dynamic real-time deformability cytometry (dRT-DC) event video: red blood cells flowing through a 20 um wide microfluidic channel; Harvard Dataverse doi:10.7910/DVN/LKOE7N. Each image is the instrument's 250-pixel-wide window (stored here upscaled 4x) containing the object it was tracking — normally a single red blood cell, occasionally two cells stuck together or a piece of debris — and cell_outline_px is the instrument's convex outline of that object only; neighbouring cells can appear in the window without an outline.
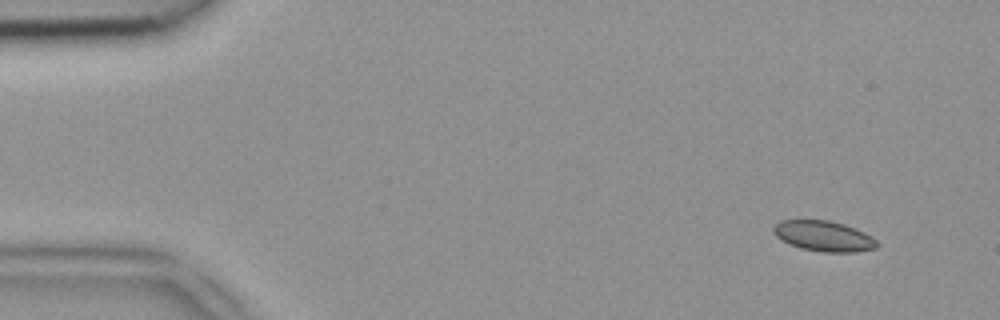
{"species": "common noctule bat (a hibernating species)", "species_latin": "Nyctalus noctula", "temperature_condition": "room temperature", "stored_images_in_passage": 48, "segment_of_instrument_passage": [1, 2], "camera_frame_rate_fps": 3000, "um_per_image_px": 0.085, "animal": {"sex": "female", "body_mass_g": 18.4}, "frame": {"image": 1, "passage_image": 3, "time_ms": 0.667, "image_size_px": [1000, 320], "cell_outline_px": [[880, 244], [876, 248], [856, 252], [824, 252], [800, 248], [788, 244], [776, 236], [772, 232], [772, 228], [780, 220], [828, 220], [844, 224], [856, 228], [872, 236]], "centroid_in_image_um": [70.02, 20.07], "position_along_channel_um": 15.0, "area_um2": 18.55}}
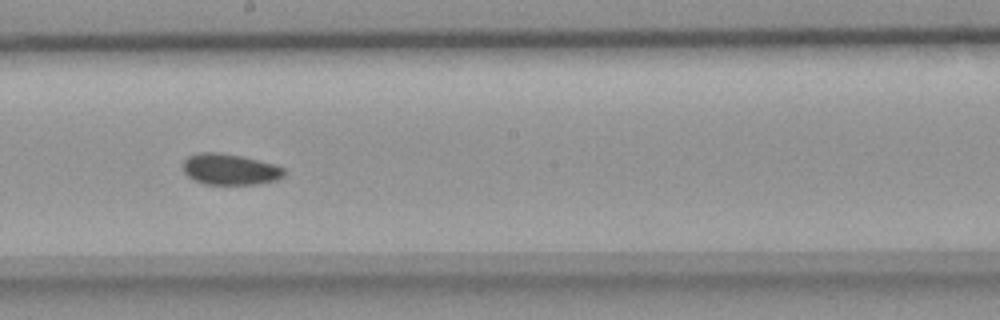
{"frame": {"image": 2, "passage_image": 26, "time_ms": 8.333, "image_size_px": [1000, 320], "cell_outline_px": [[284, 176], [276, 180], [256, 184], [204, 184], [188, 176], [184, 172], [184, 160], [188, 156], [200, 152], [220, 152], [244, 156], [272, 164], [284, 168]], "centroid_in_image_um": [19.54, 14.38], "position_along_channel_um": 228.7, "area_um2": 18.21}}
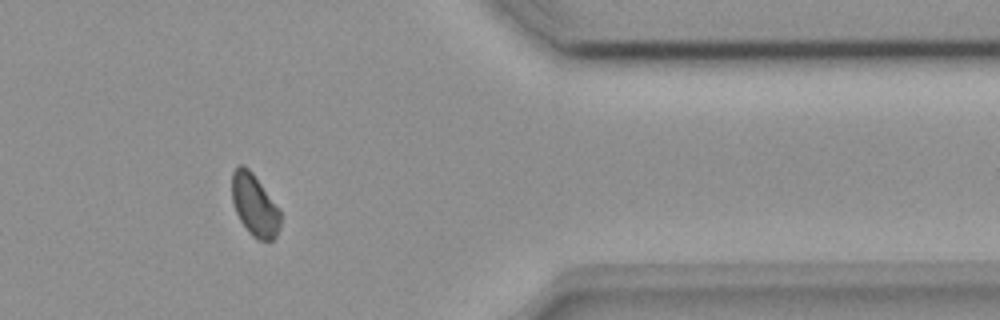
{"frame": {"image": 3, "passage_image": 39, "time_ms": 12.667, "image_size_px": [1000, 320], "cell_outline_px": [[280, 228], [276, 236], [272, 240], [256, 240], [248, 232], [240, 220], [236, 212], [232, 200], [232, 172], [240, 164], [244, 164], [252, 172], [280, 212]], "centroid_in_image_um": [21.61, 17.45], "position_along_channel_um": 389.8, "area_um2": 17.22}}